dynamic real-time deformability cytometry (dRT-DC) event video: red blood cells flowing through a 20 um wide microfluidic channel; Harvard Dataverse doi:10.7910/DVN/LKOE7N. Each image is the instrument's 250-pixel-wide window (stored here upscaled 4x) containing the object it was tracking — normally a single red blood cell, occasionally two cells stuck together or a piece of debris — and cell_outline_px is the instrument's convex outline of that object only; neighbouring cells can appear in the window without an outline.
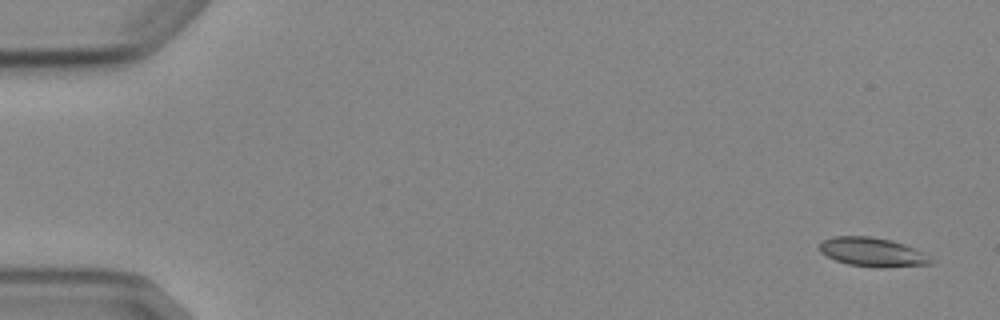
{"species": "Egyptian fruit bat (a non-hibernating species)", "species_latin": "Rousettus aegyptiacus", "temperature_condition": "cold", "stored_images_in_passage": 5, "camera_frame_rate_fps": 3000, "um_per_image_px": 0.085, "animal": {"sex": "female"}, "frame": {"image": 1, "passage_image": 1, "time_ms": 0.0, "image_size_px": [1000, 320], "cell_outline_px": [[936, 260], [932, 264], [880, 268], [848, 264], [836, 260], [820, 252], [820, 244], [824, 240], [832, 236], [868, 236], [892, 240], [904, 244]], "centroid_in_image_um": [74.17, 21.43], "position_along_channel_um": 10.8, "area_um2": 18.67}}
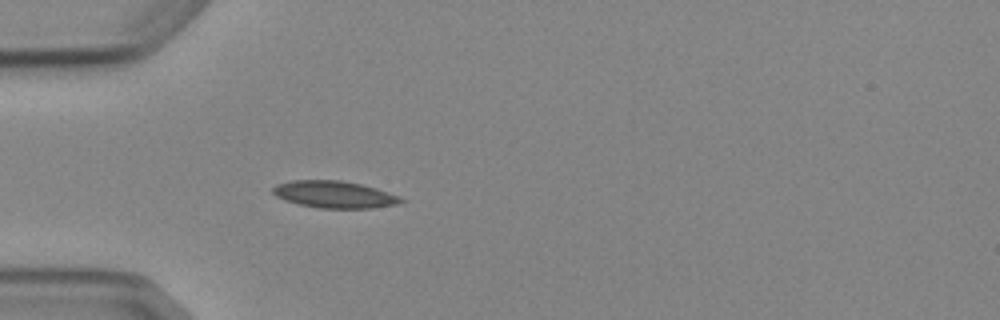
{"frame": {"image": 2, "passage_image": 5, "time_ms": 4.667, "image_size_px": [1000, 320], "cell_outline_px": [[404, 200], [396, 204], [372, 208], [320, 208], [300, 204], [284, 200], [276, 196], [272, 192], [272, 188], [276, 184], [292, 180], [340, 180], [360, 184], [376, 188], [400, 196]], "centroid_in_image_um": [28.39, 16.52], "position_along_channel_um": 56.6, "area_um2": 20.06}}